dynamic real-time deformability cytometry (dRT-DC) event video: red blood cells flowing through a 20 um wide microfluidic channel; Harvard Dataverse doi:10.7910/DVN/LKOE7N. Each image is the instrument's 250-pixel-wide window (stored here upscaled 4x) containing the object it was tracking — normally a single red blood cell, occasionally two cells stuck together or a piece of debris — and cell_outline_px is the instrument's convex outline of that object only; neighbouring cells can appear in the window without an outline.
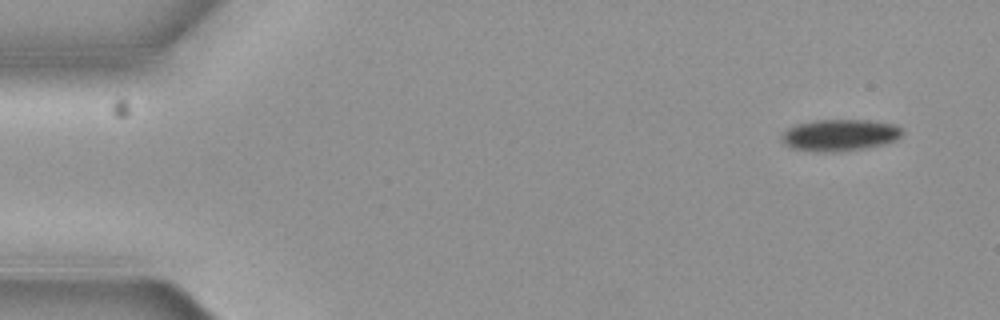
{"species": "common noctule bat (a hibernating species)", "species_latin": "Nyctalus noctula", "temperature_condition": "cold", "stored_images_in_passage": 4, "camera_frame_rate_fps": 3000, "um_per_image_px": 0.085, "animal": {"sex": "female", "body_mass_g": 19.3, "forearm_length_mm": 54.1}, "frame": {"image": 1, "passage_image": 1, "time_ms": 0.0, "image_size_px": [1000, 320], "cell_outline_px": [[904, 132], [900, 136], [884, 144], [840, 152], [816, 152], [792, 148], [784, 144], [780, 136], [788, 128], [796, 124], [816, 120], [868, 120], [896, 124]], "centroid_in_image_um": [71.35, 11.48], "position_along_channel_um": 13.7, "area_um2": 22.25}}